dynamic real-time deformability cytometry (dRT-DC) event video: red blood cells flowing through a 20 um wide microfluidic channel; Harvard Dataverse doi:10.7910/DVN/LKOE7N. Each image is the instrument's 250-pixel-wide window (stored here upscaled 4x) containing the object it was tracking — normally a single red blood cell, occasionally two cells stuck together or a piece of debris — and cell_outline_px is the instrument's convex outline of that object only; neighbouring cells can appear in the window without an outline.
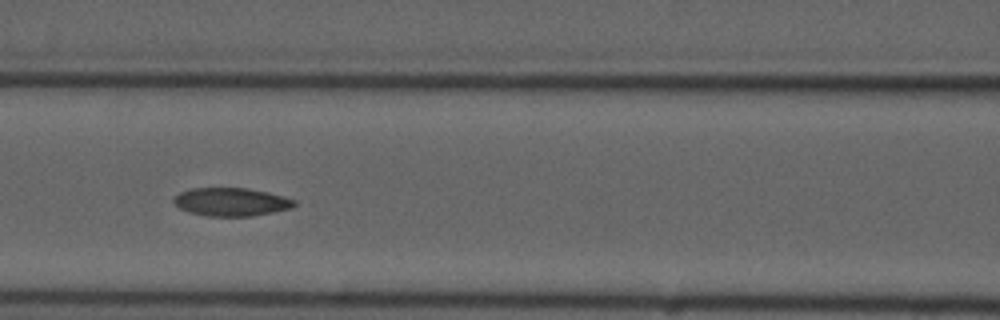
{"species": "common noctule bat (a hibernating species)", "species_latin": "Nyctalus noctula", "temperature_condition": "cold", "stored_images_in_passage": 9, "camera_frame_rate_fps": 3000, "um_per_image_px": 0.085, "animal": {"sex": "male", "forearm_length_mm": 52.5}, "frame": {"image": 1, "passage_image": 6, "time_ms": 5.667, "image_size_px": [1000, 320], "cell_outline_px": [[296, 204], [292, 208], [252, 216], [208, 216], [192, 212], [180, 208], [172, 200], [180, 192], [192, 188], [248, 188], [268, 192], [296, 200]], "centroid_in_image_um": [19.68, 17.15], "position_along_channel_um": 146.9, "area_um2": 19.65}}
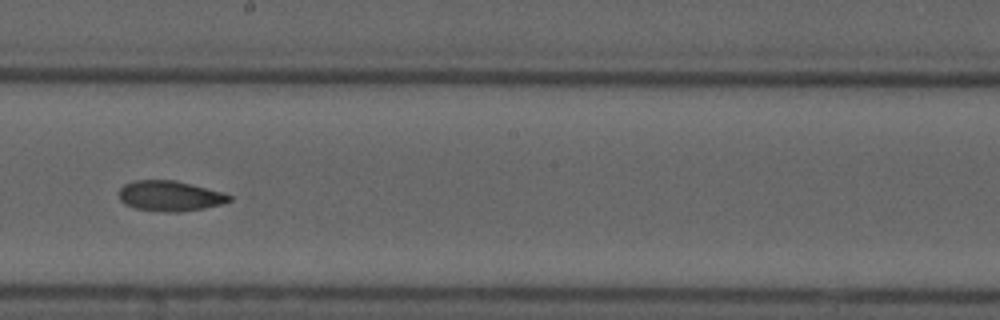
{"frame": {"image": 2, "passage_image": 8, "time_ms": 8.0, "image_size_px": [1000, 320], "cell_outline_px": [[232, 200], [220, 204], [204, 208], [180, 212], [168, 212], [136, 208], [124, 204], [120, 200], [120, 188], [124, 184], [136, 180], [176, 180], [220, 192], [232, 196]], "centroid_in_image_um": [14.42, 16.65], "position_along_channel_um": 233.8, "area_um2": 19.25}}
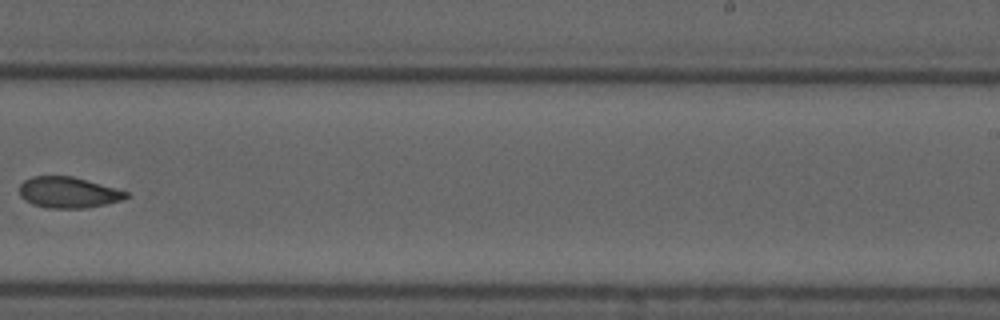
{"frame": {"image": 3, "passage_image": 9, "time_ms": 9.333, "image_size_px": [1000, 320], "cell_outline_px": [[128, 196], [120, 200], [104, 204], [84, 208], [48, 208], [32, 204], [24, 200], [20, 196], [20, 184], [24, 180], [32, 176], [72, 176], [128, 192]], "centroid_in_image_um": [5.74, 16.36], "position_along_channel_um": 283.3, "area_um2": 19.02}}